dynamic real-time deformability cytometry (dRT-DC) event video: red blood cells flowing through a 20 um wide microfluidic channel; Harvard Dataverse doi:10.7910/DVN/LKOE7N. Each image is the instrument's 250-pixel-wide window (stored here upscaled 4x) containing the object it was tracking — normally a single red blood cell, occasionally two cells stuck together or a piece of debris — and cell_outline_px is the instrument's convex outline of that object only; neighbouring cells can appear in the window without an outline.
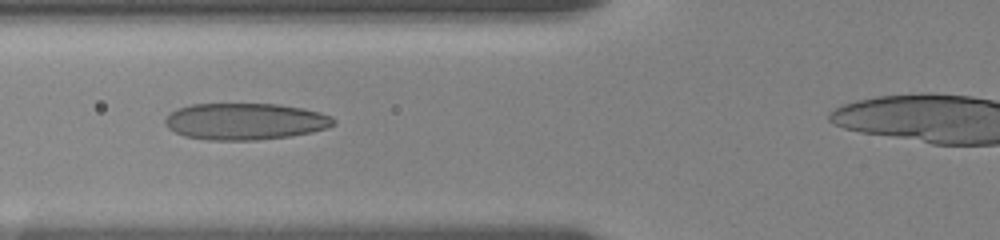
{"species": "human", "species_latin": "Homo sapiens", "temperature_condition": "room temperature", "stored_images_in_passage": 17, "camera_frame_rate_fps": 3000, "um_per_image_px": 0.085, "donor": {"sex": "female"}, "frame": {"image": 1, "passage_image": 7, "time_ms": 3.333, "image_size_px": [1000, 240], "cell_outline_px": [[336, 124], [312, 132], [292, 136], [256, 140], [208, 140], [184, 136], [168, 128], [164, 124], [164, 120], [176, 108], [192, 104], [276, 104], [300, 108], [320, 112], [332, 116], [336, 120]], "centroid_in_image_um": [20.83, 10.32], "position_along_channel_um": 105.0, "area_um2": 36.01}}
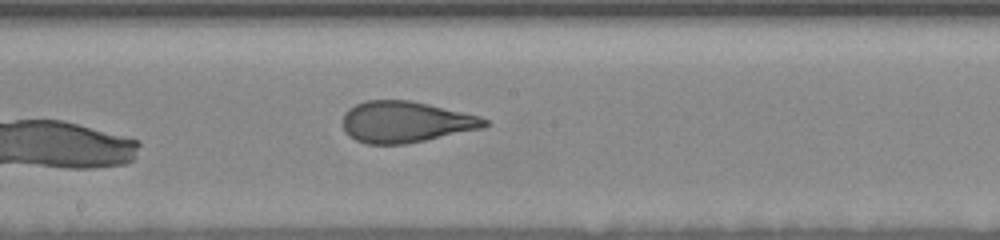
{"frame": {"image": 2, "passage_image": 13, "time_ms": 6.333, "image_size_px": [1000, 240], "cell_outline_px": [[492, 124], [484, 128], [404, 144], [364, 144], [348, 136], [344, 128], [344, 112], [348, 108], [356, 104], [368, 100], [408, 100], [428, 104], [480, 116], [488, 120]], "centroid_in_image_um": [34.49, 10.37], "position_along_channel_um": 213.7, "area_um2": 34.04}}
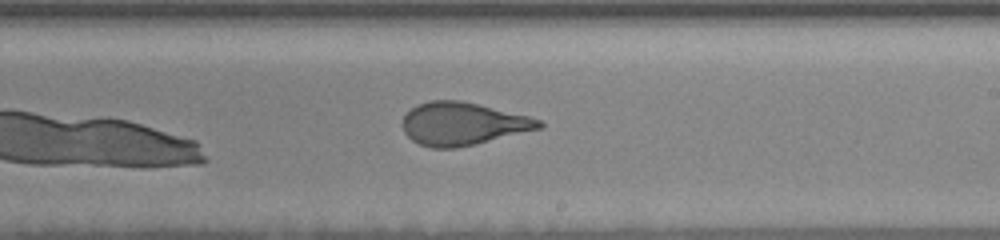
{"frame": {"image": 3, "passage_image": 16, "time_ms": 7.333, "image_size_px": [1000, 240], "cell_outline_px": [[544, 124], [540, 128], [456, 148], [432, 148], [420, 144], [412, 140], [404, 132], [404, 116], [416, 104], [432, 100], [460, 100], [528, 116], [540, 120]], "centroid_in_image_um": [39.3, 10.51], "position_along_channel_um": 249.7, "area_um2": 33.41}}